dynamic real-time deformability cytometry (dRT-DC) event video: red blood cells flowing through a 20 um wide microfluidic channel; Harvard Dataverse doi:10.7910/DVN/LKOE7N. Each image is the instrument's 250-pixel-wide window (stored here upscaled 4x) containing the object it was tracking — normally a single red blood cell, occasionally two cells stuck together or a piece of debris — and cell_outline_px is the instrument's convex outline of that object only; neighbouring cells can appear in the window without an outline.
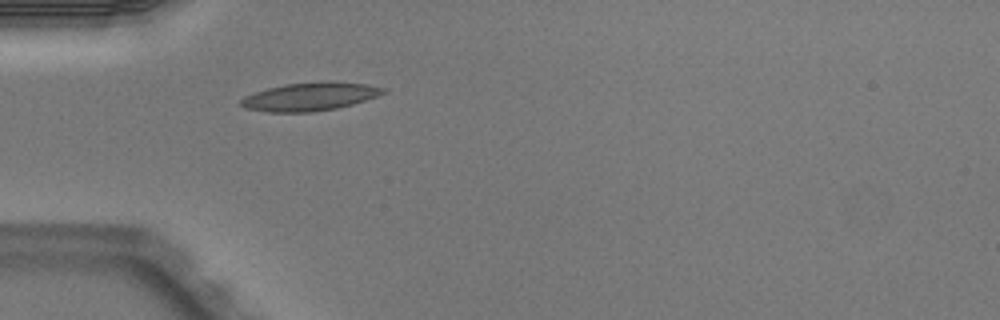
{"species": "Egyptian fruit bat (a non-hibernating species)", "species_latin": "Rousettus aegyptiacus", "temperature_condition": "warm", "stored_images_in_passage": 1, "camera_frame_rate_fps": 3000, "um_per_image_px": 0.085, "animal": {"sex": "male"}, "frame": {"image": 1, "passage_image": 1, "time_ms": 0.0, "image_size_px": [1000, 320], "cell_outline_px": [[388, 92], [352, 104], [336, 108], [316, 112], [268, 112], [244, 108], [240, 104], [240, 100], [244, 96], [268, 88], [288, 84], [368, 84], [388, 88]], "centroid_in_image_um": [26.31, 8.26], "position_along_channel_um": 58.7, "area_um2": 22.43}}